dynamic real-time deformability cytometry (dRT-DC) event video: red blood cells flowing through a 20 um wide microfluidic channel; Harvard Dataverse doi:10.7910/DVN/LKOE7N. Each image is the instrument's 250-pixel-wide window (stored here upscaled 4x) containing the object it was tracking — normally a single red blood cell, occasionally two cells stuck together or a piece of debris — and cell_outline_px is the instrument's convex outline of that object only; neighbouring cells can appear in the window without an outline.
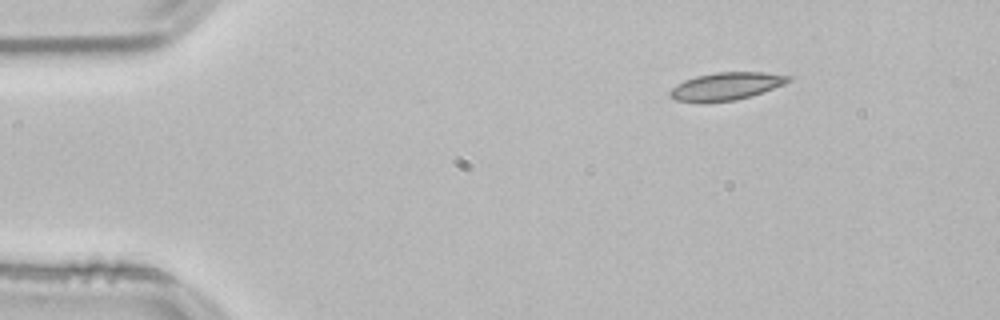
{"species": "common noctule bat (a hibernating species)", "species_latin": "Nyctalus noctula", "temperature_condition": "room temperature", "stored_images_in_passage": 47, "camera_frame_rate_fps": 3000, "um_per_image_px": 0.085, "animal": {"sex": "male", "body_mass_g": 21.5, "forearm_length_mm": 52.0}, "frame": {"image": 1, "passage_image": 1, "time_ms": 0.0, "image_size_px": [1000, 320], "cell_outline_px": [[792, 80], [784, 84], [752, 96], [736, 100], [704, 104], [676, 100], [668, 96], [668, 92], [676, 84], [684, 80], [696, 76], [716, 72], [764, 72], [792, 76]], "centroid_in_image_um": [61.69, 7.35], "position_along_channel_um": 23.3, "area_um2": 19.54}}
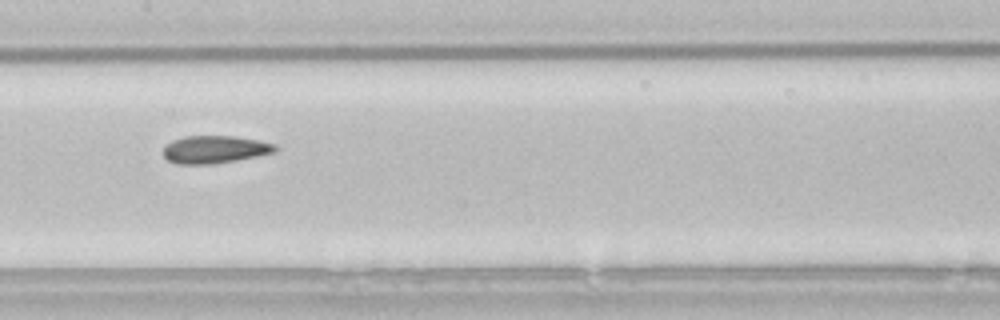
{"frame": {"image": 2, "passage_image": 20, "time_ms": 6.333, "image_size_px": [1000, 320], "cell_outline_px": [[276, 152], [236, 160], [212, 164], [176, 164], [168, 160], [164, 156], [164, 148], [172, 140], [184, 136], [232, 136], [260, 140], [276, 144]], "centroid_in_image_um": [18.26, 12.7], "position_along_channel_um": 189.1, "area_um2": 17.98}}
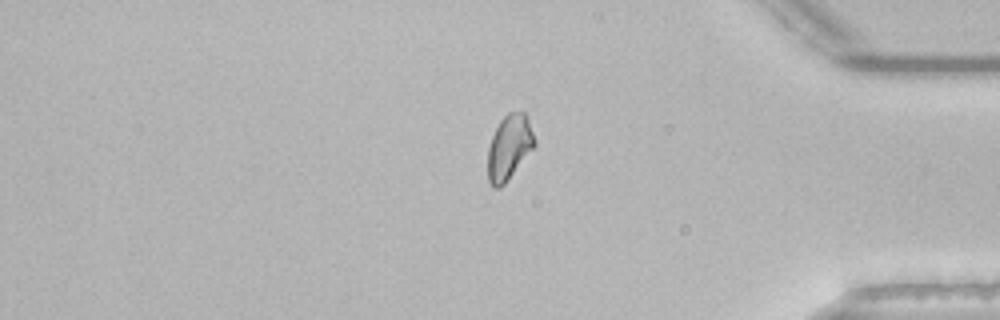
{"frame": {"image": 3, "passage_image": 38, "time_ms": 12.333, "image_size_px": [1000, 320], "cell_outline_px": [[536, 144], [504, 184], [500, 188], [492, 188], [488, 180], [488, 148], [492, 136], [500, 120], [508, 112], [524, 112], [528, 116], [536, 140]], "centroid_in_image_um": [43.28, 12.5], "position_along_channel_um": 391.9, "area_um2": 17.63}, "authors_computed_cell_mechanics": {"area_um2": 18.207, "velocity_mm_per_s": 3.8126, "shape_relaxation_time_tau1_ms": null, "shape_relaxation_time_tau2_ms": 2.4045, "deformation_change_tau1": null, "deformation_change_tau2": 0.0748}}